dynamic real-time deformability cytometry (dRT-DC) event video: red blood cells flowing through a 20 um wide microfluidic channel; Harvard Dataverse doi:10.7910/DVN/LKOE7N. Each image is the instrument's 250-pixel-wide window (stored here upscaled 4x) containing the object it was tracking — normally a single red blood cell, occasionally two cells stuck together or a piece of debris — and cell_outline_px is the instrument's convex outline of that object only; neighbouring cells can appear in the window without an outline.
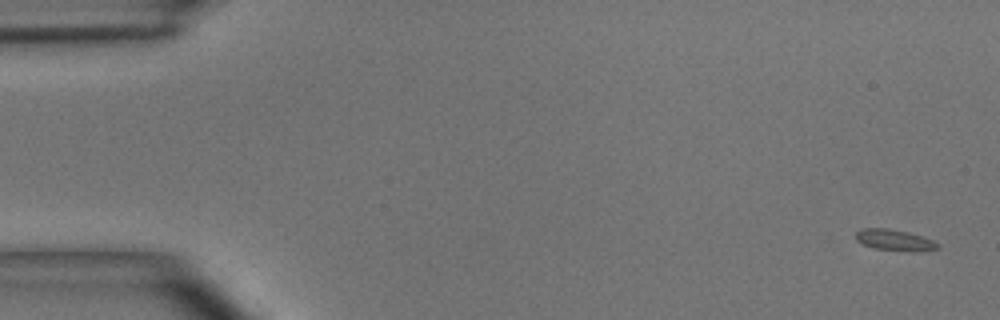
{"species": "common noctule bat (a hibernating species)", "species_latin": "Nyctalus noctula", "temperature_condition": "room temperature", "stored_images_in_passage": 5, "camera_frame_rate_fps": 3000, "um_per_image_px": 0.085, "animal": {"sex": "male", "body_mass_g": 15.6}, "frame": {"image": 1, "passage_image": 1, "time_ms": 0.0, "image_size_px": [1000, 320], "cell_outline_px": [[940, 248], [912, 252], [876, 248], [860, 244], [856, 240], [856, 232], [860, 228], [888, 228], [908, 232], [932, 240], [940, 244]], "centroid_in_image_um": [76.01, 20.4], "position_along_channel_um": 9.0, "area_um2": 10.12}}